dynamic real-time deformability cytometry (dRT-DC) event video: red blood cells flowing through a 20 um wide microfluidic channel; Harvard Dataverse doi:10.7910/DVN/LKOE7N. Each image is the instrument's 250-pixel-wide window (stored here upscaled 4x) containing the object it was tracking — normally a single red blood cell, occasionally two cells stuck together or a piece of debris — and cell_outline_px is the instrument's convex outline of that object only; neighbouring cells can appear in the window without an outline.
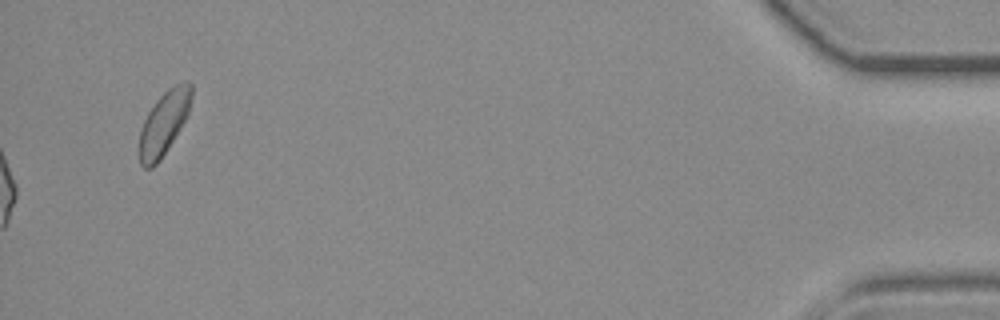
{"species": "common noctule bat (a hibernating species)", "species_latin": "Nyctalus noctula", "temperature_condition": "room temperature", "stored_images_in_passage": 45, "camera_frame_rate_fps": 3000, "um_per_image_px": 0.085, "animal": {"sex": "female", "body_mass_g": 19.3, "forearm_length_mm": 54.1}, "frame": {"image": 1, "passage_image": 45, "time_ms": 14.667, "image_size_px": [1000, 320], "cell_outline_px": [[192, 96], [188, 112], [180, 128], [160, 160], [152, 168], [144, 168], [140, 164], [140, 128], [148, 112], [156, 100], [168, 88], [184, 80], [188, 80], [192, 84]], "centroid_in_image_um": [13.94, 10.42], "position_along_channel_um": 421.3, "area_um2": 19.13}}